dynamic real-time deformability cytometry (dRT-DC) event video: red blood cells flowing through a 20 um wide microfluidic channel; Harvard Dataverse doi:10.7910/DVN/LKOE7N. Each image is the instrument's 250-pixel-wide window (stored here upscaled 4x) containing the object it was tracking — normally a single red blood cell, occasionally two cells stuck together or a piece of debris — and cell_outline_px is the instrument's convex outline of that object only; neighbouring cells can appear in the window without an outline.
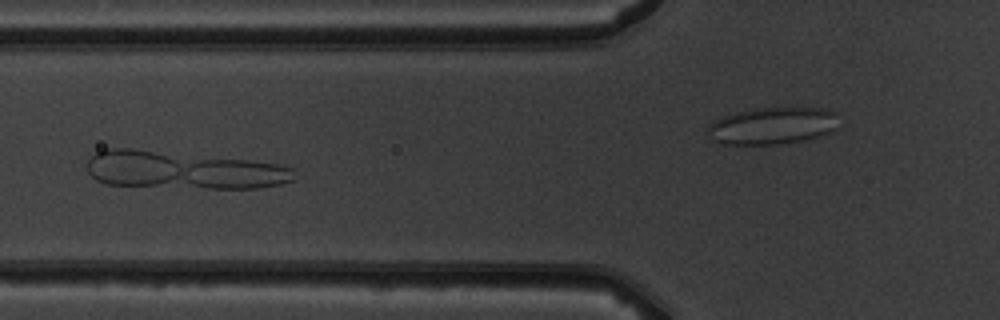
{"species": "common noctule bat (a hibernating species)", "species_latin": "Nyctalus noctula", "temperature_condition": "warm", "stored_images_in_passage": 6, "camera_frame_rate_fps": 3000, "um_per_image_px": 0.085, "animal": {"sex": "male", "body_mass_g": 19.5, "forearm_length_mm": 54.6}, "frame": {"image": 1, "passage_image": 5, "time_ms": 5.333, "image_size_px": [1000, 320], "cell_outline_px": [[296, 180], [280, 184], [256, 188], [208, 188], [108, 184], [96, 180], [88, 172], [84, 164], [96, 152], [104, 148], [132, 148], [248, 160], [276, 164], [292, 168]], "centroid_in_image_um": [15.53, 14.45], "position_along_channel_um": 110.3, "area_um2": 45.32}}